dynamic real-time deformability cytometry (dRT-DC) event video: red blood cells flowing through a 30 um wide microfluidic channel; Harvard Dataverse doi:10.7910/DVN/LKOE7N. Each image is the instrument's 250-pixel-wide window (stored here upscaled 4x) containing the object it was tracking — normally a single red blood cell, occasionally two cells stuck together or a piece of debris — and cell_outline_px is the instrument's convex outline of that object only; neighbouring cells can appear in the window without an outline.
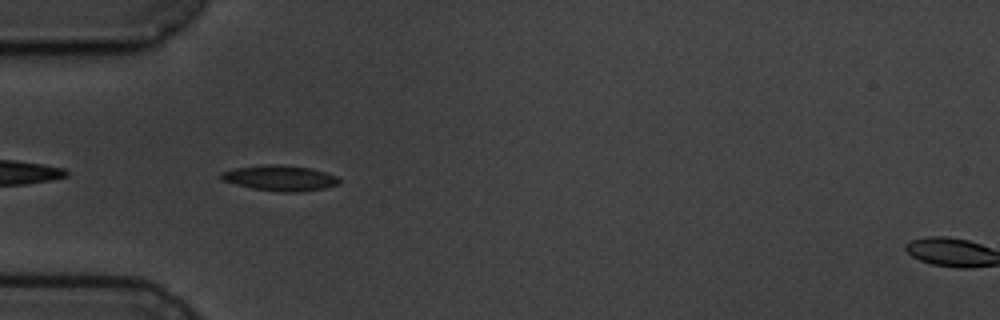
{"species": "common noctule bat (a hibernating species)", "species_latin": "Nyctalus noctula", "temperature_condition": "cold", "stored_images_in_passage": 8, "camera_frame_rate_fps": 3000, "um_per_image_px": 0.085, "animal": {"sex": "male", "body_mass_g": 19.5, "forearm_length_mm": 54.6}, "frame": {"image": 1, "passage_image": 3, "time_ms": 2.0, "image_size_px": [1000, 320], "cell_outline_px": [[340, 180], [336, 184], [324, 188], [300, 192], [284, 192], [252, 188], [220, 180], [220, 172], [236, 168], [268, 164], [280, 164], [312, 168], [336, 176]], "centroid_in_image_um": [23.77, 15.13], "position_along_channel_um": 61.2, "area_um2": 17.4}}
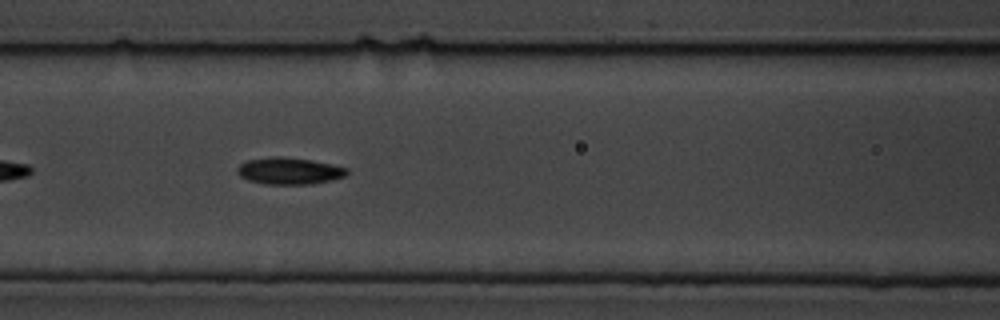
{"frame": {"image": 2, "passage_image": 5, "time_ms": 4.333, "image_size_px": [1000, 320], "cell_outline_px": [[348, 172], [344, 176], [332, 180], [312, 184], [264, 184], [248, 180], [240, 176], [236, 172], [236, 168], [240, 164], [248, 160], [276, 156], [280, 156], [312, 160], [332, 164], [348, 168]], "centroid_in_image_um": [24.58, 14.53], "position_along_channel_um": 142.0, "area_um2": 17.17}}
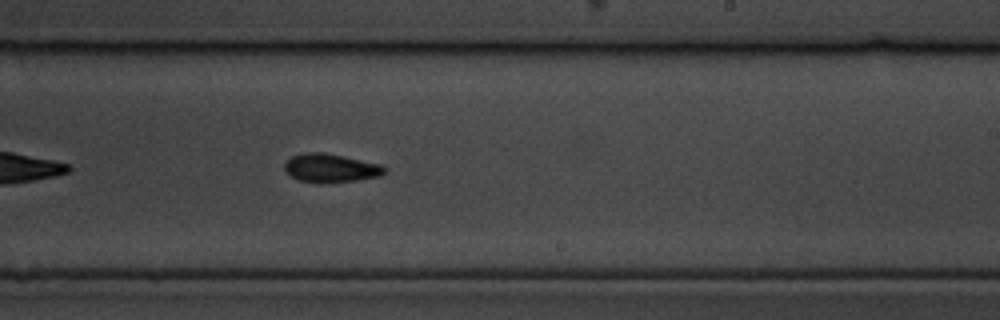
{"frame": {"image": 3, "passage_image": 8, "time_ms": 7.667, "image_size_px": [1000, 320], "cell_outline_px": [[388, 168], [380, 176], [356, 180], [324, 184], [320, 184], [296, 180], [284, 168], [284, 164], [292, 156], [304, 152], [324, 152], [380, 164]], "centroid_in_image_um": [28.1, 14.3], "position_along_channel_um": 260.9, "area_um2": 16.76}}